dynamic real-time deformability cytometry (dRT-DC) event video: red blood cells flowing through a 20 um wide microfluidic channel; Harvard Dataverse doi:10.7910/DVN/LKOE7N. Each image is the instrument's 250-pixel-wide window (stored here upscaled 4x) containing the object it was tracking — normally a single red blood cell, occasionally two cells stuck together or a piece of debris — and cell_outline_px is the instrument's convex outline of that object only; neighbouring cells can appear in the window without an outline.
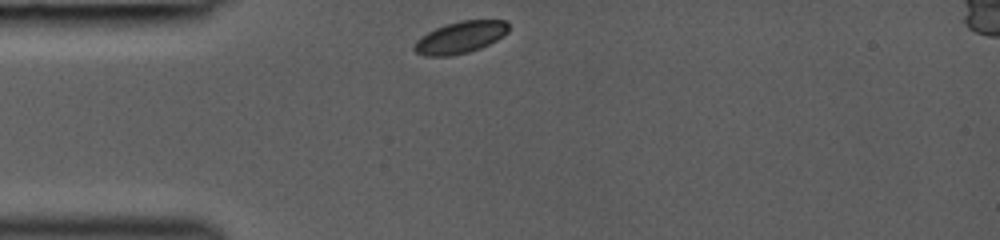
{"species": "common noctule bat (a hibernating species)", "species_latin": "Nyctalus noctula", "temperature_condition": "room temperature", "stored_images_in_passage": 32, "camera_frame_rate_fps": 3000, "um_per_image_px": 0.085, "animal": {"sex": "female", "body_mass_g": 19.0, "forearm_length_mm": 53.3}, "frame": {"image": 1, "passage_image": 1, "time_ms": 0.0, "image_size_px": [1000, 240], "cell_outline_px": [[508, 32], [504, 36], [480, 48], [468, 52], [452, 56], [424, 56], [416, 52], [412, 48], [412, 44], [420, 36], [436, 28], [460, 20], [504, 20], [508, 24]], "centroid_in_image_um": [39.09, 3.19], "position_along_channel_um": 45.9, "area_um2": 17.57}}
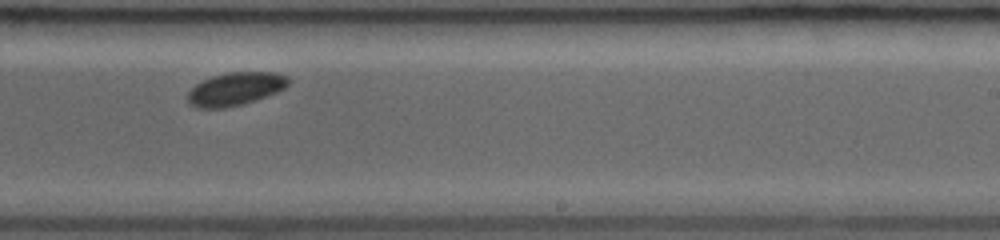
{"frame": {"image": 2, "passage_image": 18, "time_ms": 5.667, "image_size_px": [1000, 240], "cell_outline_px": [[292, 80], [284, 88], [276, 92], [256, 100], [244, 104], [224, 108], [196, 108], [188, 104], [188, 92], [196, 84], [212, 76], [228, 72], [276, 72], [288, 76]], "centroid_in_image_um": [20.02, 7.56], "position_along_channel_um": 269.0, "area_um2": 19.54}}
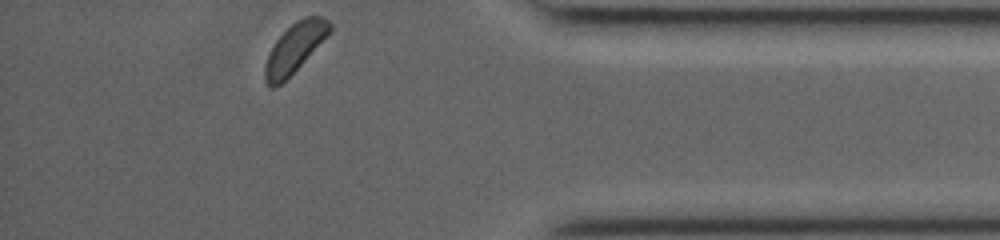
{"frame": {"image": 3, "passage_image": 32, "time_ms": 9.333, "image_size_px": [1000, 240], "cell_outline_px": [[332, 32], [276, 88], [272, 88], [264, 80], [264, 64], [276, 40], [296, 20], [304, 16], [320, 16], [328, 20], [332, 24]], "centroid_in_image_um": [25.07, 4.05], "position_along_channel_um": 410.1, "area_um2": 18.26}}